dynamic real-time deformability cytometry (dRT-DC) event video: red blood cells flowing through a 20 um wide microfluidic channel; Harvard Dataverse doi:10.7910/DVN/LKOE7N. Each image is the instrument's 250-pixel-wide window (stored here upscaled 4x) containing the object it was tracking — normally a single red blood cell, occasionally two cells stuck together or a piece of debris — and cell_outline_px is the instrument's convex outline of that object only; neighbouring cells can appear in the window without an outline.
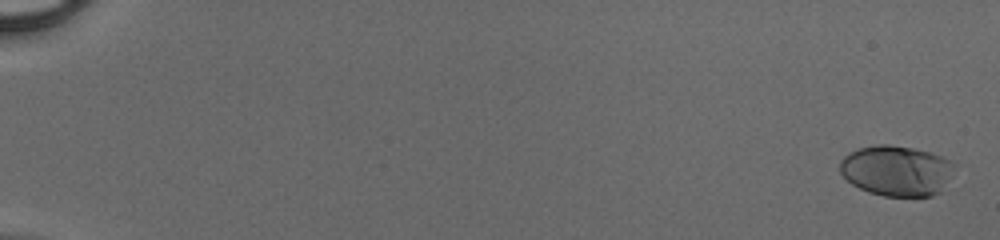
{"species": "human", "species_latin": "Homo sapiens", "temperature_condition": "cold", "stored_images_in_passage": 50, "camera_frame_rate_fps": 3000, "um_per_image_px": 0.085, "donor": {"sex": "male"}, "frame": {"image": 1, "passage_image": 1, "time_ms": 0.0, "image_size_px": [1000, 240], "cell_outline_px": [[956, 164], [940, 192], [932, 196], [884, 196], [868, 192], [852, 184], [840, 172], [840, 160], [848, 152], [860, 148], [876, 144], [888, 144], [912, 148], [928, 152], [940, 156]], "centroid_in_image_um": [76.17, 14.5], "position_along_channel_um": 8.8, "area_um2": 33.47}}
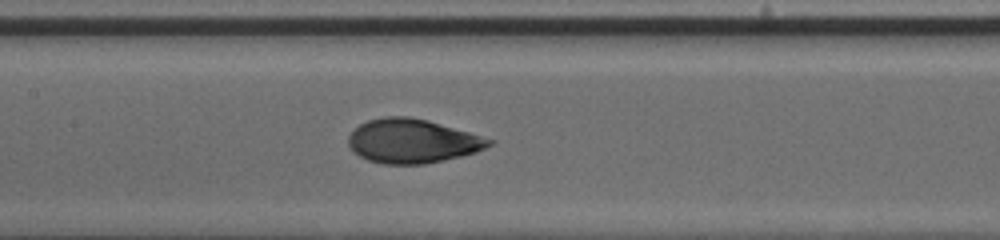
{"frame": {"image": 2, "passage_image": 27, "time_ms": 8.667, "image_size_px": [1000, 240], "cell_outline_px": [[496, 144], [476, 152], [460, 156], [424, 164], [384, 164], [368, 160], [352, 152], [348, 144], [348, 136], [360, 124], [368, 120], [384, 116], [408, 116], [428, 120], [496, 140]], "centroid_in_image_um": [35.07, 11.99], "position_along_channel_um": 172.3, "area_um2": 36.24}}
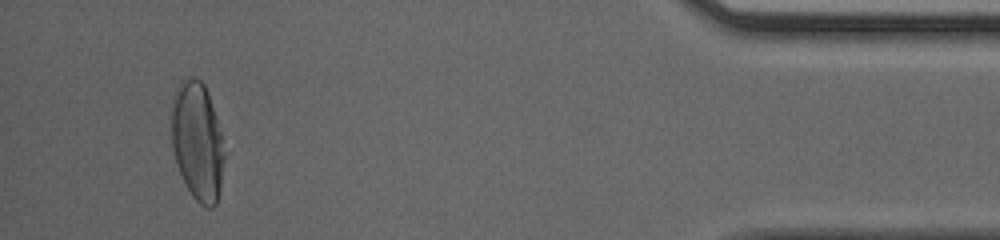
{"frame": {"image": 3, "passage_image": 48, "time_ms": 15.667, "image_size_px": [1000, 240], "cell_outline_px": [[224, 160], [220, 192], [216, 204], [212, 208], [208, 208], [200, 204], [192, 196], [176, 164], [172, 148], [172, 108], [176, 88], [180, 80], [192, 76], [200, 80], [204, 84], [208, 92], [216, 116], [220, 132], [224, 152]], "centroid_in_image_um": [16.78, 12.02], "position_along_channel_um": 418.4, "area_um2": 36.41}}